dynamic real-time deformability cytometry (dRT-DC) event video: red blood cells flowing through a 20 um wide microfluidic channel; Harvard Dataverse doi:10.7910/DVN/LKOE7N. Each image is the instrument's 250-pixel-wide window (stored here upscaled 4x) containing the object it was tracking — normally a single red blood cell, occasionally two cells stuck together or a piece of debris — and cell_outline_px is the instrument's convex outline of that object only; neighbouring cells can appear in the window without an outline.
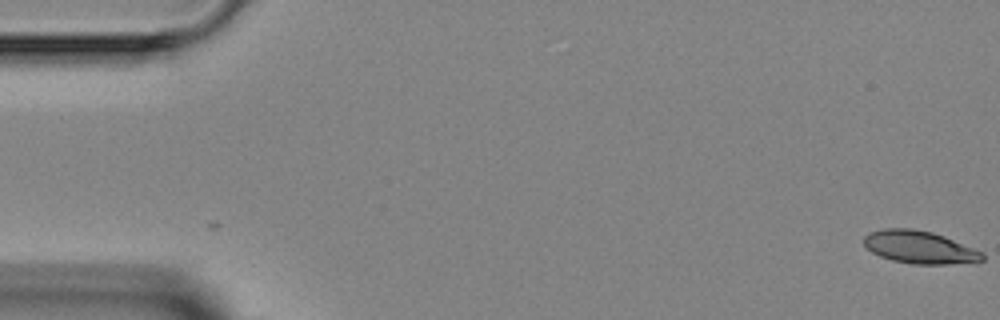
{"species": "Egyptian fruit bat (a non-hibernating species)", "species_latin": "Rousettus aegyptiacus", "temperature_condition": "room temperature", "stored_images_in_passage": 2, "camera_frame_rate_fps": 3000, "um_per_image_px": 0.085, "animal": {"sex": "female"}, "frame": {"image": 1, "passage_image": 2, "time_ms": 1.0, "image_size_px": [1000, 320], "cell_outline_px": [[984, 260], [948, 264], [912, 264], [892, 260], [880, 256], [872, 252], [864, 244], [864, 236], [868, 232], [884, 228], [912, 228], [932, 232], [944, 236], [984, 252]], "centroid_in_image_um": [78.15, 21.0], "position_along_channel_um": 6.9, "area_um2": 22.54}}